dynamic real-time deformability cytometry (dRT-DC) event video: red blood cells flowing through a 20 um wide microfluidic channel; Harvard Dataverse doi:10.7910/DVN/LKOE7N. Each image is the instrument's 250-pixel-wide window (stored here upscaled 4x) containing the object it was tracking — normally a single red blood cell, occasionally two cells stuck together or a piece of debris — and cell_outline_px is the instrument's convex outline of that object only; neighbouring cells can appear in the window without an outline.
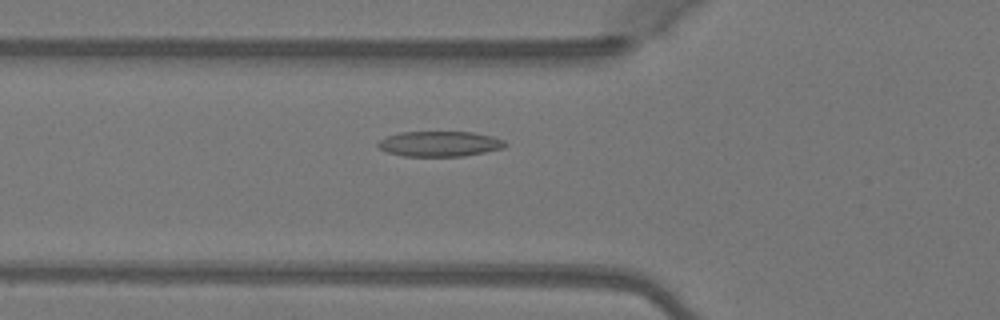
{"species": "Egyptian fruit bat (a non-hibernating species)", "species_latin": "Rousettus aegyptiacus", "temperature_condition": "warm", "stored_images_in_passage": 36, "camera_frame_rate_fps": 3000, "um_per_image_px": 0.085, "animal": {"sex": "female"}, "frame": {"image": 1, "passage_image": 4, "time_ms": 1.0, "image_size_px": [1000, 320], "cell_outline_px": [[508, 144], [504, 148], [464, 156], [404, 156], [388, 152], [380, 148], [376, 144], [380, 140], [388, 136], [400, 132], [472, 132], [492, 136], [504, 140]], "centroid_in_image_um": [37.4, 12.22], "position_along_channel_um": 88.4, "area_um2": 18.67}}
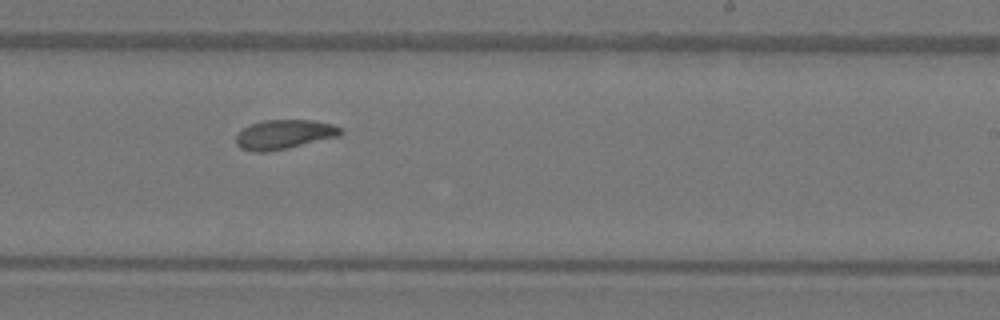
{"frame": {"image": 2, "passage_image": 17, "time_ms": 5.333, "image_size_px": [1000, 320], "cell_outline_px": [[344, 132], [340, 136], [288, 148], [264, 152], [252, 152], [240, 148], [236, 144], [236, 136], [248, 124], [264, 120], [312, 120], [332, 124], [340, 128]], "centroid_in_image_um": [24.15, 11.43], "position_along_channel_um": 264.9, "area_um2": 17.98}}
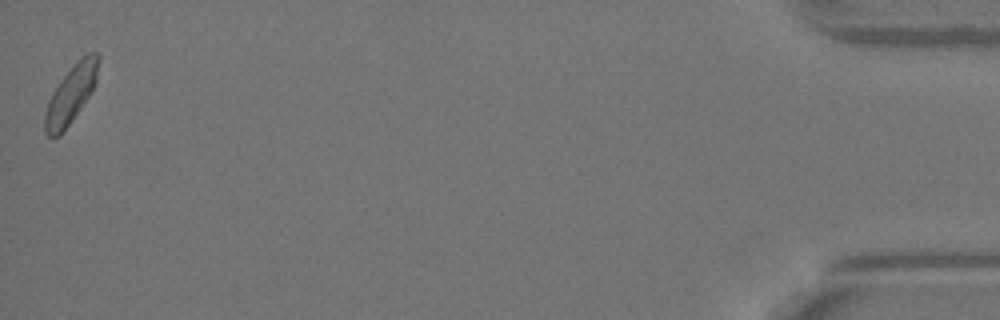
{"frame": {"image": 3, "passage_image": 36, "time_ms": 11.667, "image_size_px": [1000, 320], "cell_outline_px": [[100, 60], [96, 80], [88, 96], [60, 136], [52, 140], [44, 132], [44, 112], [48, 100], [52, 92], [60, 80], [88, 52], [100, 52]], "centroid_in_image_um": [5.99, 8.05], "position_along_channel_um": 429.2, "area_um2": 17.74}, "authors_computed_cell_mechanics": {"area_um2": 17.629, "velocity_mm_per_s": 4.0724, "shape_relaxation_time_tau1_ms": 4.6215, "shape_relaxation_time_tau2_ms": 2.6467, "deformation_change_tau1": 0.1258, "deformation_change_tau2": 0.0795}}